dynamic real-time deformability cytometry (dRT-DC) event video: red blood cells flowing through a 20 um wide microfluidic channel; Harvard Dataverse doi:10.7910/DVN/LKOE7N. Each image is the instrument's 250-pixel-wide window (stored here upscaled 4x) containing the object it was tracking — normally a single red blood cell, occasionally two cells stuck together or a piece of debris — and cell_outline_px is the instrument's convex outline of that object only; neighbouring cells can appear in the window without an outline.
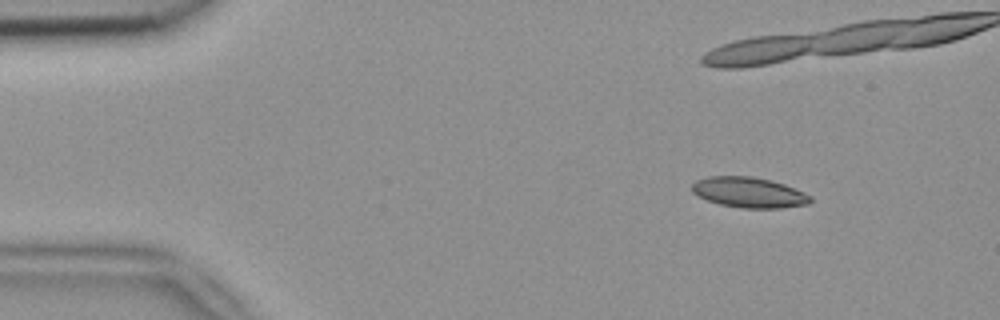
{"species": "common noctule bat (a hibernating species)", "species_latin": "Nyctalus noctula", "temperature_condition": "room temperature", "stored_images_in_passage": 4, "camera_frame_rate_fps": 3000, "um_per_image_px": 0.085, "animal": {"sex": "female", "body_mass_g": 18.4}, "frame": {"image": 1, "passage_image": 1, "time_ms": 0.0, "image_size_px": [1000, 320], "cell_outline_px": [[812, 200], [808, 204], [780, 208], [744, 208], [720, 204], [708, 200], [692, 192], [692, 184], [696, 180], [708, 176], [752, 176], [784, 184], [804, 192], [812, 196]], "centroid_in_image_um": [63.67, 16.35], "position_along_channel_um": 21.3, "area_um2": 20.87}}